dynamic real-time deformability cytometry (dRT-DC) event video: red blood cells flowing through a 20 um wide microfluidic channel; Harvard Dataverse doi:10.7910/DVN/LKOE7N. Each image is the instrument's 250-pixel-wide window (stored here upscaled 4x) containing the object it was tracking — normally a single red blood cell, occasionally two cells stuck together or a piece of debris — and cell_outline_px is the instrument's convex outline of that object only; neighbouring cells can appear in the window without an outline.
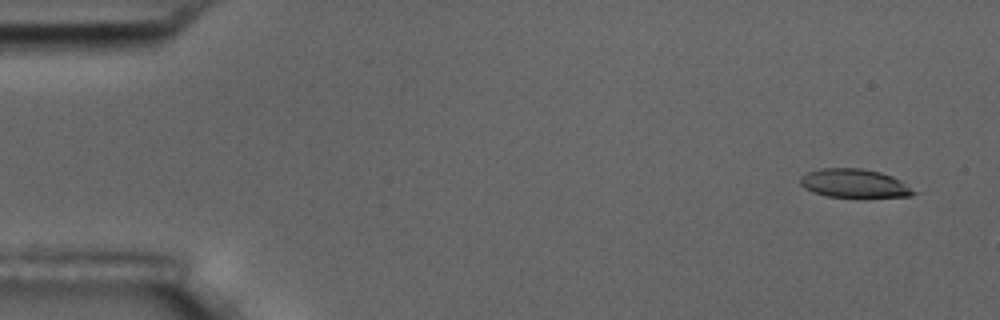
{"species": "common noctule bat (a hibernating species)", "species_latin": "Nyctalus noctula", "temperature_condition": "room temperature", "stored_images_in_passage": 5, "camera_frame_rate_fps": 3000, "um_per_image_px": 0.085, "animal": {"sex": "male", "body_mass_g": 17.5, "forearm_length_mm": 52.3}, "frame": {"image": 1, "passage_image": 1, "time_ms": 0.0, "image_size_px": [1000, 320], "cell_outline_px": [[920, 192], [912, 196], [824, 196], [812, 192], [804, 188], [800, 184], [800, 176], [808, 172], [820, 168], [864, 168], [880, 172], [892, 176], [900, 180]], "centroid_in_image_um": [72.62, 15.57], "position_along_channel_um": 12.4, "area_um2": 18.9}}
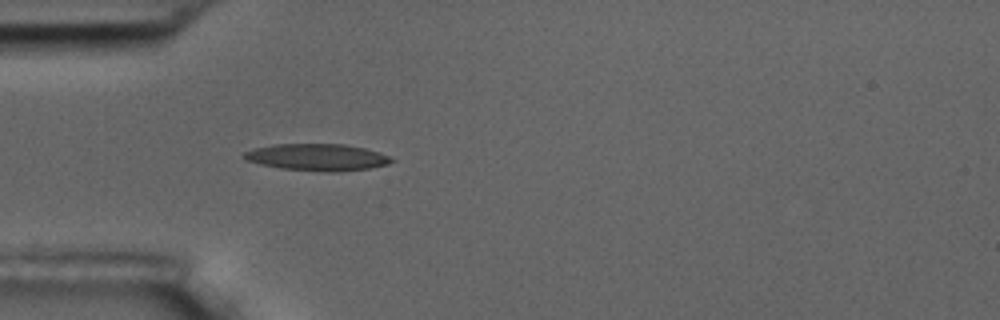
{"frame": {"image": 2, "passage_image": 5, "time_ms": 4.667, "image_size_px": [1000, 320], "cell_outline_px": [[396, 160], [388, 164], [368, 168], [340, 172], [328, 172], [280, 168], [260, 164], [244, 160], [240, 156], [244, 152], [252, 148], [272, 144], [344, 144], [364, 148], [380, 152]], "centroid_in_image_um": [26.92, 13.36], "position_along_channel_um": 58.1, "area_um2": 23.29}}